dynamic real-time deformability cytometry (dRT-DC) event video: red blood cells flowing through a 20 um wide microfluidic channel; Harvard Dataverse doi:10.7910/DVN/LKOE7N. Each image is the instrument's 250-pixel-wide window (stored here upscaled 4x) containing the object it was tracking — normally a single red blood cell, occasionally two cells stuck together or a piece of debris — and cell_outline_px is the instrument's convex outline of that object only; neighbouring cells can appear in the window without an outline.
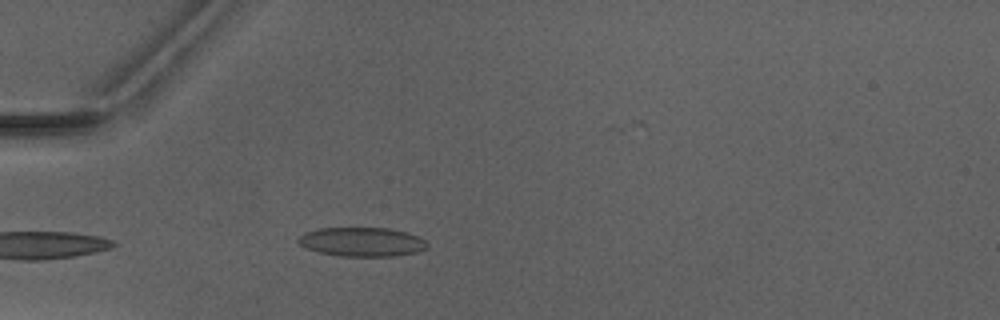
{"species": "Egyptian fruit bat (a non-hibernating species)", "species_latin": "Rousettus aegyptiacus", "temperature_condition": "warm", "stored_images_in_passage": 3, "camera_frame_rate_fps": 3000, "um_per_image_px": 0.085, "animal": {"sex": "male"}, "frame": {"image": 1, "passage_image": 3, "time_ms": 3.0, "image_size_px": [1000, 320], "cell_outline_px": [[428, 248], [416, 252], [396, 256], [344, 256], [320, 252], [304, 248], [296, 240], [304, 232], [320, 228], [388, 228], [408, 232], [424, 240], [428, 244]], "centroid_in_image_um": [30.76, 20.56], "position_along_channel_um": 54.2, "area_um2": 21.85}}